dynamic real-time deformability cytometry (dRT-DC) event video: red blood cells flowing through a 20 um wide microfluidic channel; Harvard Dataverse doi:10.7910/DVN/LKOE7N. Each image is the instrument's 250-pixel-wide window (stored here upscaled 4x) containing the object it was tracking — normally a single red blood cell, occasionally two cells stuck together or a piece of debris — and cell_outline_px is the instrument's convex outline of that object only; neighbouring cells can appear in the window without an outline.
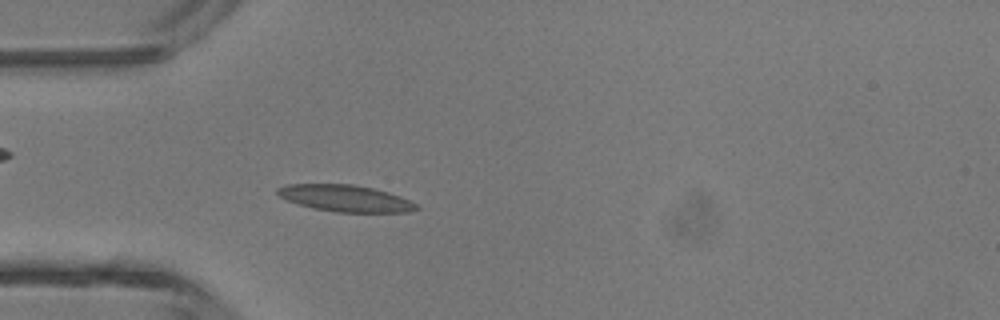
{"species": "common noctule bat (a hibernating species)", "species_latin": "Nyctalus noctula", "temperature_condition": "room temperature", "stored_images_in_passage": 3, "camera_frame_rate_fps": 3000, "um_per_image_px": 0.085, "animal": {"sex": "male", "body_mass_g": 13.3}, "frame": {"image": 1, "passage_image": 3, "time_ms": 0.667, "image_size_px": [1000, 320], "cell_outline_px": [[420, 208], [408, 212], [336, 212], [312, 208], [288, 200], [280, 196], [276, 192], [276, 188], [288, 184], [352, 184], [372, 188], [388, 192], [400, 196], [416, 204]], "centroid_in_image_um": [29.35, 16.85], "position_along_channel_um": 55.6, "area_um2": 21.39}}